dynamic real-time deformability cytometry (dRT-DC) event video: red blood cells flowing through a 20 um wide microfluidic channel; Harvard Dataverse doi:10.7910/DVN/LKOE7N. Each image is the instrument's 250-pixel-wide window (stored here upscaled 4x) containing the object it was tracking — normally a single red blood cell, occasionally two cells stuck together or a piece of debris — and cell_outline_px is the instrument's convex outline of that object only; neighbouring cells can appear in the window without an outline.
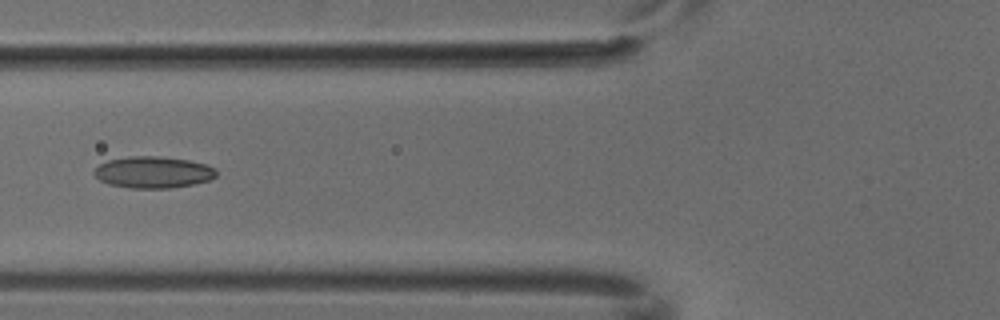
{"species": "common noctule bat (a hibernating species)", "species_latin": "Nyctalus noctula", "temperature_condition": "cold", "stored_images_in_passage": 5, "camera_frame_rate_fps": 3000, "um_per_image_px": 0.085, "animal": {"sex": "male", "body_mass_g": 18.8}, "frame": {"image": 1, "passage_image": 4, "time_ms": 1.0, "image_size_px": [1000, 320], "cell_outline_px": [[216, 176], [208, 180], [192, 184], [168, 188], [128, 188], [108, 184], [100, 180], [92, 172], [100, 164], [108, 160], [128, 156], [156, 156], [188, 160], [204, 164], [216, 168]], "centroid_in_image_um": [12.99, 14.64], "position_along_channel_um": 112.8, "area_um2": 22.37}}
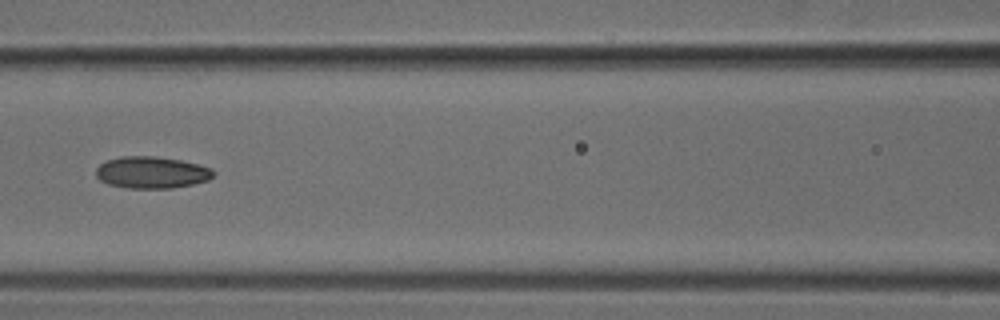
{"frame": {"image": 2, "passage_image": 5, "time_ms": 1.333, "image_size_px": [1000, 320], "cell_outline_px": [[216, 172], [208, 180], [192, 184], [172, 188], [128, 188], [108, 184], [100, 180], [96, 176], [96, 168], [100, 164], [108, 160], [120, 156], [156, 156], [180, 160], [212, 168]], "centroid_in_image_um": [12.88, 14.65], "position_along_channel_um": 153.7, "area_um2": 21.73}}